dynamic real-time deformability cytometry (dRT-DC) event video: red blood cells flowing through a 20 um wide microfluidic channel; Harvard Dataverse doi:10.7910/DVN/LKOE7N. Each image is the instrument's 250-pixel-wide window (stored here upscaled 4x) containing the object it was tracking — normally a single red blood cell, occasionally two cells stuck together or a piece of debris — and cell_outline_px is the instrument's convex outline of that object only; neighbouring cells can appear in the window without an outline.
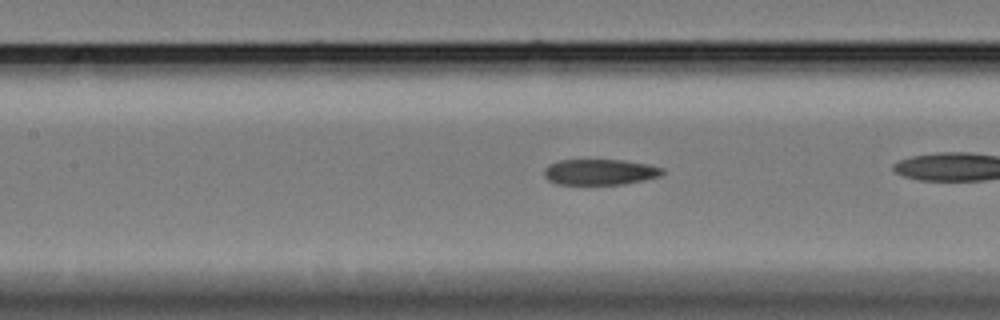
{"species": "Egyptian fruit bat (a non-hibernating species)", "species_latin": "Rousettus aegyptiacus", "temperature_condition": "cold", "stored_images_in_passage": 36, "camera_frame_rate_fps": 3000, "um_per_image_px": 0.085, "animal": {"sex": "female"}, "frame": {"image": 1, "passage_image": 16, "time_ms": 5.0, "image_size_px": [1000, 320], "cell_outline_px": [[664, 172], [660, 176], [644, 180], [624, 184], [556, 184], [548, 180], [544, 176], [544, 168], [548, 164], [560, 160], [624, 160], [648, 164], [664, 168]], "centroid_in_image_um": [50.99, 14.62], "position_along_channel_um": 156.4, "area_um2": 17.86}}